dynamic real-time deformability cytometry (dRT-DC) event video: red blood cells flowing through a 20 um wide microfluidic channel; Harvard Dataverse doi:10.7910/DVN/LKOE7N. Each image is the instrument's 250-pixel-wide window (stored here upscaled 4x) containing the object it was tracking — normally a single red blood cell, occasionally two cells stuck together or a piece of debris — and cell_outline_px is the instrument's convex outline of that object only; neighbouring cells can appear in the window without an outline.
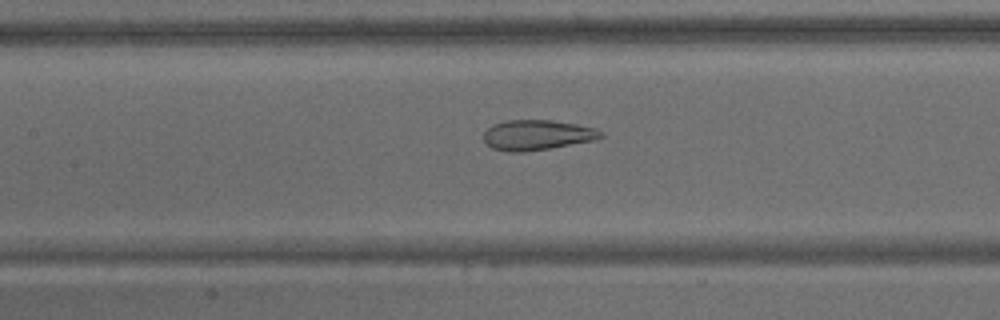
{"species": "common noctule bat (a hibernating species)", "species_latin": "Nyctalus noctula", "temperature_condition": "warm", "stored_images_in_passage": 64, "camera_frame_rate_fps": 3000, "um_per_image_px": 0.085, "animal": {"sex": "male", "body_mass_g": 15.6}, "frame": {"image": 1, "passage_image": 29, "time_ms": 9.333, "image_size_px": [1000, 320], "cell_outline_px": [[604, 136], [596, 140], [524, 152], [508, 152], [492, 148], [484, 140], [484, 132], [492, 124], [508, 120], [552, 120], [576, 124], [596, 128], [604, 132]], "centroid_in_image_um": [45.68, 11.47], "position_along_channel_um": 161.7, "area_um2": 20.63}}
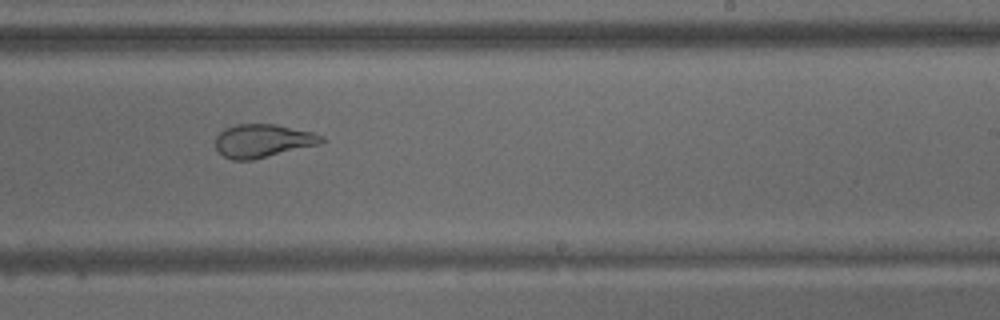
{"frame": {"image": 2, "passage_image": 39, "time_ms": 12.667, "image_size_px": [1000, 320], "cell_outline_px": [[324, 140], [320, 144], [252, 160], [232, 160], [224, 156], [216, 148], [216, 136], [224, 128], [236, 124], [272, 124], [312, 132], [324, 136]], "centroid_in_image_um": [22.32, 11.97], "position_along_channel_um": 266.7, "area_um2": 20.4}}
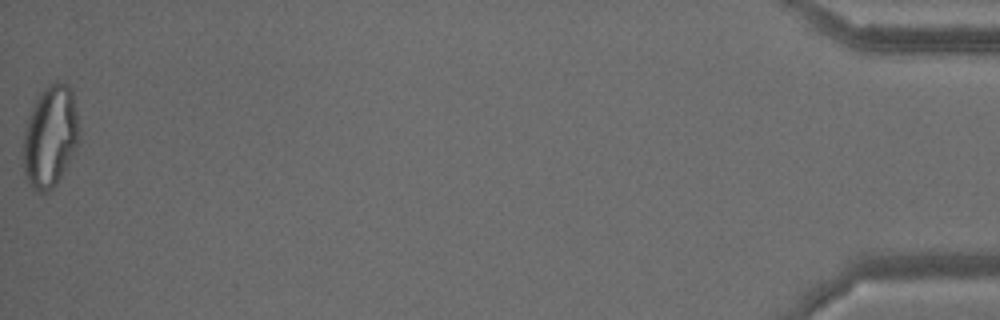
{"frame": {"image": 3, "passage_image": 64, "time_ms": 21.0, "image_size_px": [1000, 320], "cell_outline_px": [[80, 140], [56, 184], [48, 192], [36, 192], [32, 188], [20, 164], [20, 152], [24, 128], [28, 116], [40, 92], [48, 84], [56, 80], [68, 84], [72, 88], [80, 132]], "centroid_in_image_um": [4.23, 11.59], "position_along_channel_um": 431.0, "area_um2": 33.99}, "authors_computed_cell_mechanics": {"area_um2": 27.2816, "velocity_mm_per_s": 3.16, "shape_relaxation_time_tau1_ms": null, "shape_relaxation_time_tau2_ms": 1.2495, "deformation_change_tau1": null, "deformation_change_tau2": 0.0781}}